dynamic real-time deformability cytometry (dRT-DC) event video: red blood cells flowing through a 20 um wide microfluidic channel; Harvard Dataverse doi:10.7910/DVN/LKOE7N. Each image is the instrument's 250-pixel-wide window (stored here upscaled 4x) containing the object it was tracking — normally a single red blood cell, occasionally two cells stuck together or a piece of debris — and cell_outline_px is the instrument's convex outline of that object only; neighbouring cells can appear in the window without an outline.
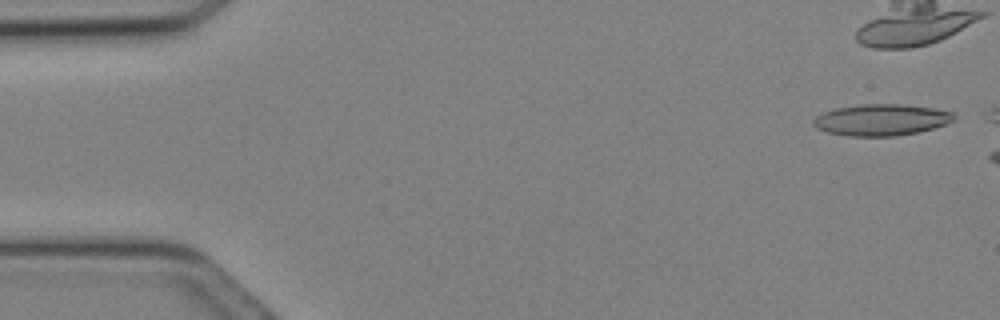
{"species": "Egyptian fruit bat (a non-hibernating species)", "species_latin": "Rousettus aegyptiacus", "temperature_condition": "cold", "stored_images_in_passage": 15, "camera_frame_rate_fps": 3000, "um_per_image_px": 0.085, "animal": {"sex": "female"}, "frame": {"image": 1, "passage_image": 1, "time_ms": 0.0, "image_size_px": [1000, 320], "cell_outline_px": [[956, 120], [932, 128], [916, 132], [896, 136], [848, 136], [828, 132], [816, 128], [812, 124], [812, 120], [816, 116], [824, 112], [836, 108], [860, 104], [900, 104], [932, 108], [952, 112], [956, 116]], "centroid_in_image_um": [74.88, 10.18], "position_along_channel_um": 10.1, "area_um2": 25.66}}